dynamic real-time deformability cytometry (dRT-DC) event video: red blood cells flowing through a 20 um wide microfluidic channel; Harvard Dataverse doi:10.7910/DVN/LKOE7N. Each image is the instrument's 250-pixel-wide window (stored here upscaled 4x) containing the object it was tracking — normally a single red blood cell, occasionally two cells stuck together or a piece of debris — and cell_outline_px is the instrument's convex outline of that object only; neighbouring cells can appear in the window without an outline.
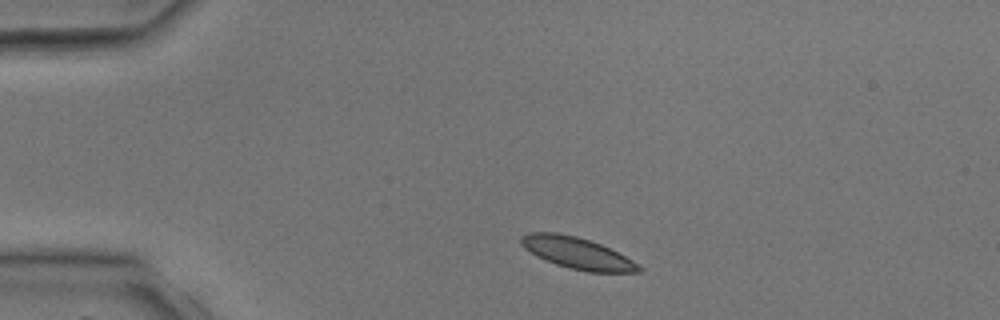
{"species": "common noctule bat (a hibernating species)", "species_latin": "Nyctalus noctula", "temperature_condition": "room temperature", "stored_images_in_passage": 2, "camera_frame_rate_fps": 3000, "um_per_image_px": 0.085, "animal": {"sex": "male", "body_mass_g": 17.9, "forearm_length_mm": 54.2}, "frame": {"image": 1, "passage_image": 1, "time_ms": 0.0, "image_size_px": [1000, 320], "cell_outline_px": [[644, 272], [588, 272], [568, 268], [556, 264], [536, 256], [524, 248], [520, 244], [520, 236], [528, 232], [556, 232], [576, 236], [600, 244], [632, 260], [644, 268]], "centroid_in_image_um": [49.04, 21.51], "position_along_channel_um": 36.0, "area_um2": 21.62}}